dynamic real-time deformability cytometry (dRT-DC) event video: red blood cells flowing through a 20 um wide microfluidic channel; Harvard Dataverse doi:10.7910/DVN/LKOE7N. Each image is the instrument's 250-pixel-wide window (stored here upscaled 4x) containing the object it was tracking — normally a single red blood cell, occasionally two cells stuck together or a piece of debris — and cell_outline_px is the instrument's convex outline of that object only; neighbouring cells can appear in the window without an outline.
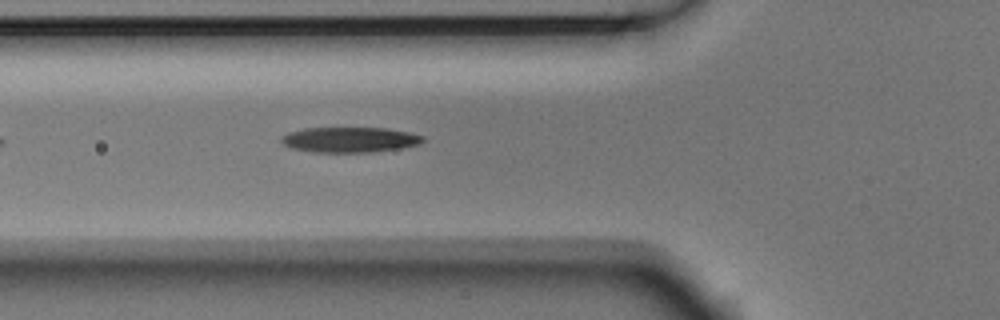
{"species": "Egyptian fruit bat (a non-hibernating species)", "species_latin": "Rousettus aegyptiacus", "temperature_condition": "room temperature", "stored_images_in_passage": 5, "camera_frame_rate_fps": 3000, "um_per_image_px": 0.085, "animal": {"sex": "male"}, "frame": {"image": 1, "passage_image": 5, "time_ms": 1.333, "image_size_px": [1000, 320], "cell_outline_px": [[424, 140], [420, 144], [400, 148], [372, 152], [312, 152], [292, 148], [284, 144], [280, 140], [280, 136], [288, 132], [304, 128], [384, 128], [408, 132], [424, 136]], "centroid_in_image_um": [29.7, 11.87], "position_along_channel_um": 96.1, "area_um2": 20.87}}